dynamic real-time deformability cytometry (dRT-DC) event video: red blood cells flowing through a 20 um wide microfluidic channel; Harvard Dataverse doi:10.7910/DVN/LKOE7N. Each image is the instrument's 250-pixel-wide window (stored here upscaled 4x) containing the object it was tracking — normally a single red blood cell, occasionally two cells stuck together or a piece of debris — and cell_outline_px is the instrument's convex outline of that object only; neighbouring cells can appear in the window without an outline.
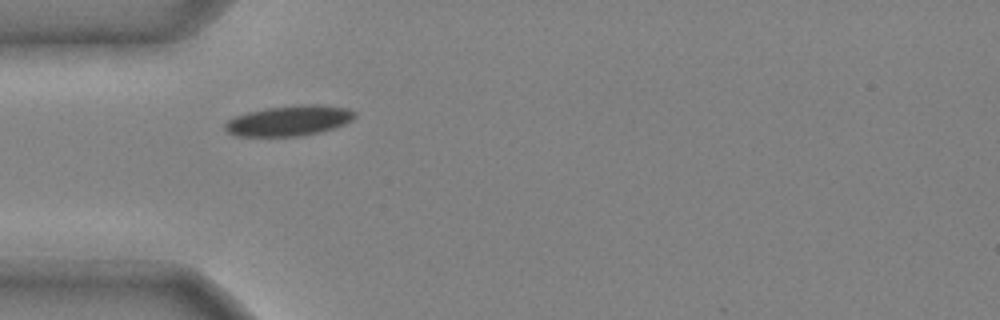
{"species": "common noctule bat (a hibernating species)", "species_latin": "Nyctalus noctula", "temperature_condition": "cold", "stored_images_in_passage": 29, "camera_frame_rate_fps": 3000, "um_per_image_px": 0.085, "animal": {"sex": "male", "body_mass_g": 20.4}, "frame": {"image": 1, "passage_image": 1, "time_ms": 0.0, "image_size_px": [1000, 320], "cell_outline_px": [[356, 116], [352, 120], [344, 124], [320, 132], [300, 136], [236, 136], [228, 132], [224, 128], [224, 124], [228, 120], [236, 116], [248, 112], [264, 108], [300, 104], [316, 104], [348, 108], [356, 112]], "centroid_in_image_um": [24.58, 10.25], "position_along_channel_um": 60.4, "area_um2": 23.0}}
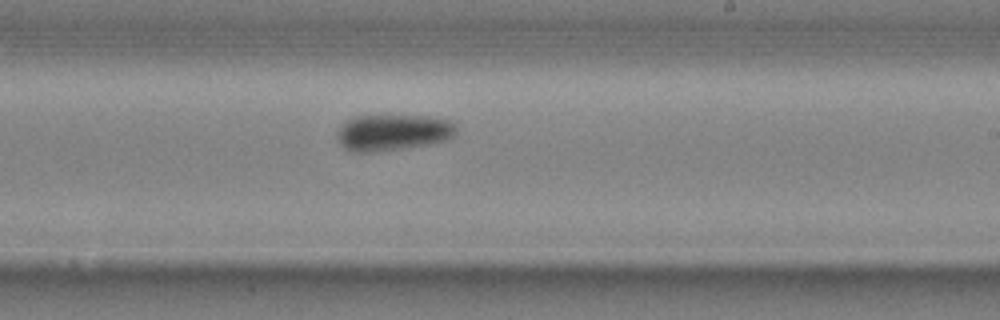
{"frame": {"image": 2, "passage_image": 16, "time_ms": 5.0, "image_size_px": [1000, 320], "cell_outline_px": [[456, 132], [448, 140], [428, 144], [404, 148], [376, 152], [352, 152], [344, 148], [340, 144], [336, 132], [352, 116], [432, 116], [448, 120], [456, 128]], "centroid_in_image_um": [33.38, 11.26], "position_along_channel_um": 255.6, "area_um2": 25.09}}
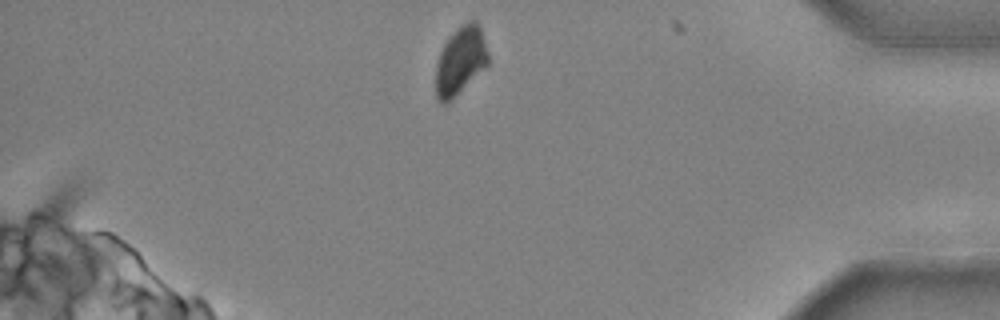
{"frame": {"image": 3, "passage_image": 29, "time_ms": 9.333, "image_size_px": [1000, 320], "cell_outline_px": [[488, 64], [444, 104], [436, 96], [436, 64], [440, 52], [448, 36], [460, 24], [468, 20], [476, 20], [480, 28], [488, 52]], "centroid_in_image_um": [39.12, 5.06], "position_along_channel_um": 396.1, "area_um2": 20.23}, "authors_computed_cell_mechanics": {"area_um2": 23.987, "velocity_mm_per_s": 3.9475, "shape_relaxation_time_tau1_ms": 3.1495, "shape_relaxation_time_tau2_ms": null, "deformation_change_tau1": 0.1024, "deformation_change_tau2": null}}